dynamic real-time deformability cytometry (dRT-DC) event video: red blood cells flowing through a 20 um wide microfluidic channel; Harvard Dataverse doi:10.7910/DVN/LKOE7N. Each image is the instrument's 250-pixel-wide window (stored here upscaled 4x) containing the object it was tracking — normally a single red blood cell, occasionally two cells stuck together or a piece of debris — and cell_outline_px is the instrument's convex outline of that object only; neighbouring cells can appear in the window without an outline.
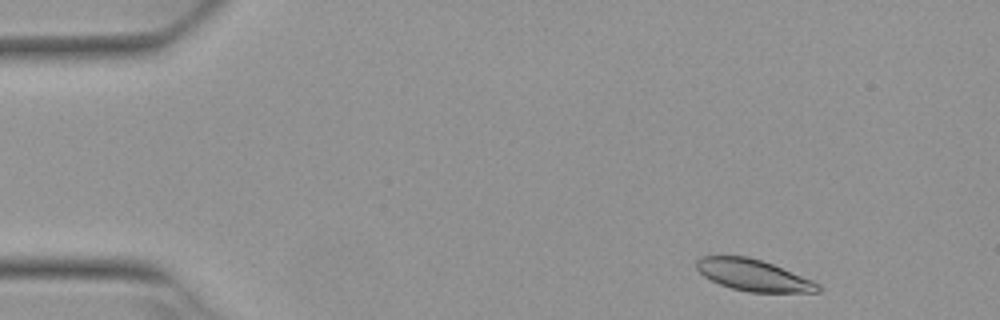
{"species": "Egyptian fruit bat (a non-hibernating species)", "species_latin": "Rousettus aegyptiacus", "temperature_condition": "warm", "stored_images_in_passage": 7, "camera_frame_rate_fps": 3000, "um_per_image_px": 0.085, "animal": {"sex": "female"}, "frame": {"image": 1, "passage_image": 1, "time_ms": 0.0, "image_size_px": [1000, 320], "cell_outline_px": [[820, 292], [748, 292], [732, 288], [720, 284], [704, 276], [696, 268], [696, 260], [700, 256], [748, 256], [772, 264], [812, 280], [820, 284]], "centroid_in_image_um": [64.02, 23.39], "position_along_channel_um": 21.0, "area_um2": 22.08}}
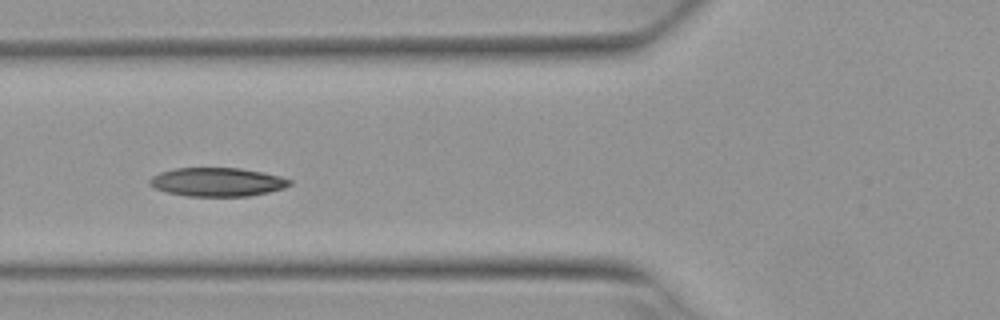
{"frame": {"image": 2, "passage_image": 5, "time_ms": 1.333, "image_size_px": [1000, 320], "cell_outline_px": [[292, 184], [284, 188], [268, 192], [248, 196], [184, 196], [168, 192], [156, 188], [148, 184], [148, 180], [152, 176], [160, 172], [176, 168], [240, 168], [280, 176], [292, 180]], "centroid_in_image_um": [18.46, 15.47], "position_along_channel_um": 107.3, "area_um2": 23.35}}
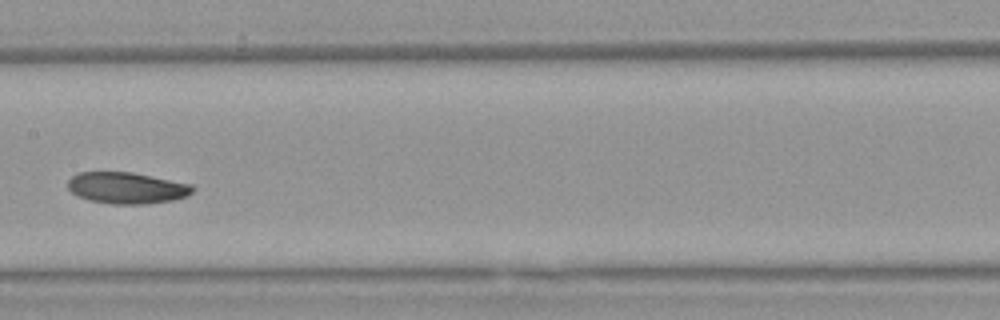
{"frame": {"image": 3, "passage_image": 7, "time_ms": 2.0, "image_size_px": [1000, 320], "cell_outline_px": [[196, 188], [188, 196], [172, 200], [144, 204], [112, 204], [88, 200], [76, 196], [68, 188], [68, 180], [76, 172], [132, 172], [192, 184]], "centroid_in_image_um": [10.77, 15.97], "position_along_channel_um": 196.6, "area_um2": 23.0}}